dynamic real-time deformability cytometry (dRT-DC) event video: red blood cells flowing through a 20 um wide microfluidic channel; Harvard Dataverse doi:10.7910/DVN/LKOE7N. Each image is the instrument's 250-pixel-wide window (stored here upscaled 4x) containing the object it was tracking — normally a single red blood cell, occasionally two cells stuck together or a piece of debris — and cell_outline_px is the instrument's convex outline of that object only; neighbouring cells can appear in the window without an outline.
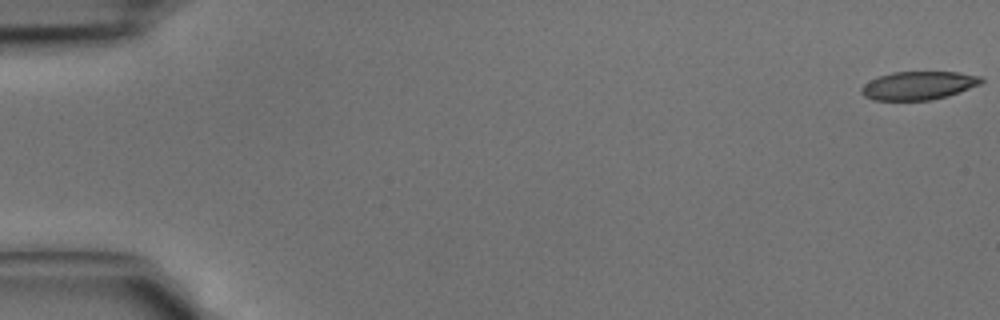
{"species": "common noctule bat (a hibernating species)", "species_latin": "Nyctalus noctula", "temperature_condition": "cold", "stored_images_in_passage": 43, "camera_frame_rate_fps": 3000, "um_per_image_px": 0.085, "animal": {"sex": "male", "body_mass_g": 15.6}, "frame": {"image": 1, "passage_image": 1, "time_ms": 0.0, "image_size_px": [1000, 320], "cell_outline_px": [[984, 80], [980, 84], [948, 96], [932, 100], [872, 100], [864, 96], [860, 92], [860, 88], [864, 84], [876, 76], [892, 72], [960, 72], [980, 76]], "centroid_in_image_um": [78.04, 7.27], "position_along_channel_um": 7.0, "area_um2": 19.94}}
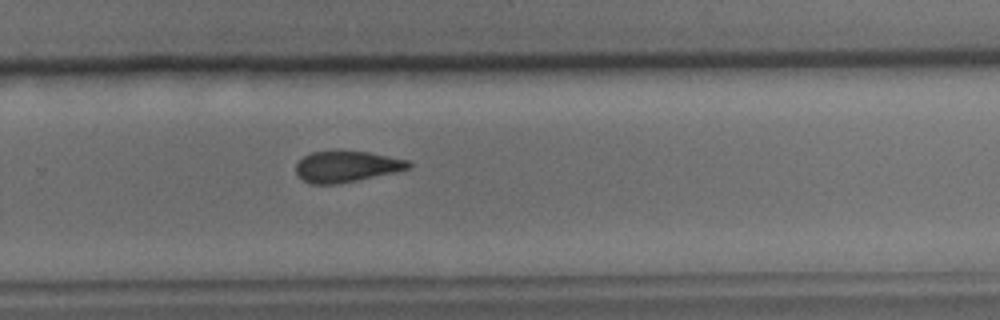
{"frame": {"image": 2, "passage_image": 29, "time_ms": 9.333, "image_size_px": [1000, 320], "cell_outline_px": [[412, 164], [408, 168], [396, 172], [336, 184], [312, 184], [304, 180], [296, 172], [296, 164], [304, 156], [312, 152], [368, 152], [408, 160]], "centroid_in_image_um": [29.46, 14.16], "position_along_channel_um": 300.3, "area_um2": 19.88}}
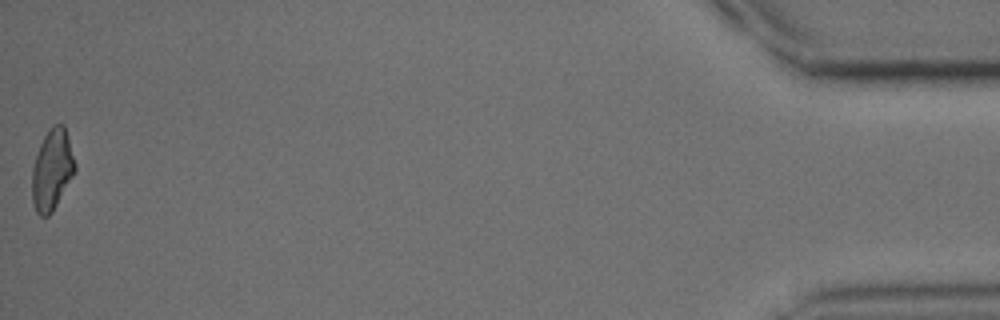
{"frame": {"image": 3, "passage_image": 43, "time_ms": 14.0, "image_size_px": [1000, 320], "cell_outline_px": [[76, 168], [72, 176], [52, 212], [48, 216], [40, 216], [36, 212], [32, 200], [32, 168], [40, 144], [44, 136], [52, 124], [64, 124], [76, 164]], "centroid_in_image_um": [4.41, 14.42], "position_along_channel_um": 430.8, "area_um2": 20.0}}